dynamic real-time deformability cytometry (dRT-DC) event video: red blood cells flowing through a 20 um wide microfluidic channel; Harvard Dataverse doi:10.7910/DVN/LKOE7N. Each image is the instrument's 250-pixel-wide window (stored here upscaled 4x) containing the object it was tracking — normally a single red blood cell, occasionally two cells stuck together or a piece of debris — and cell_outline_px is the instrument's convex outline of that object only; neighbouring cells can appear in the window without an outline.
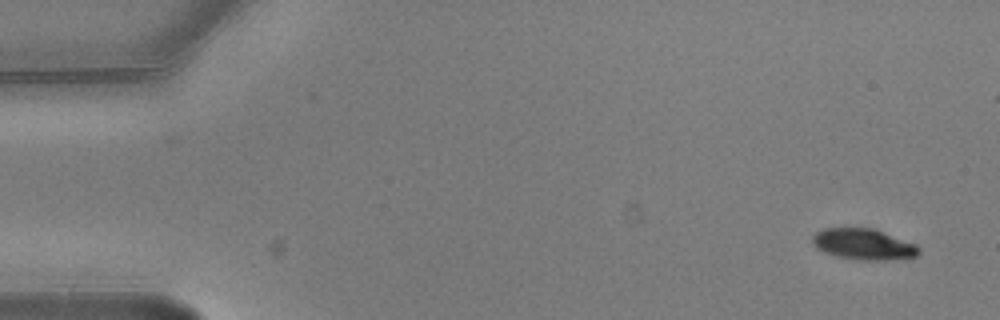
{"species": "common noctule bat (a hibernating species)", "species_latin": "Nyctalus noctula", "temperature_condition": "warm", "stored_images_in_passage": 5, "camera_frame_rate_fps": 3000, "um_per_image_px": 0.085, "animal": {"sex": "male", "body_mass_g": 20.5, "forearm_length_mm": 52.5}, "frame": {"image": 1, "passage_image": 1, "time_ms": 0.0, "image_size_px": [1000, 320], "cell_outline_px": [[920, 252], [916, 256], [880, 260], [860, 260], [840, 256], [824, 252], [816, 248], [812, 244], [812, 236], [816, 232], [824, 228], [876, 228], [916, 244], [920, 248]], "centroid_in_image_um": [73.39, 20.74], "position_along_channel_um": 11.6, "area_um2": 19.19}}
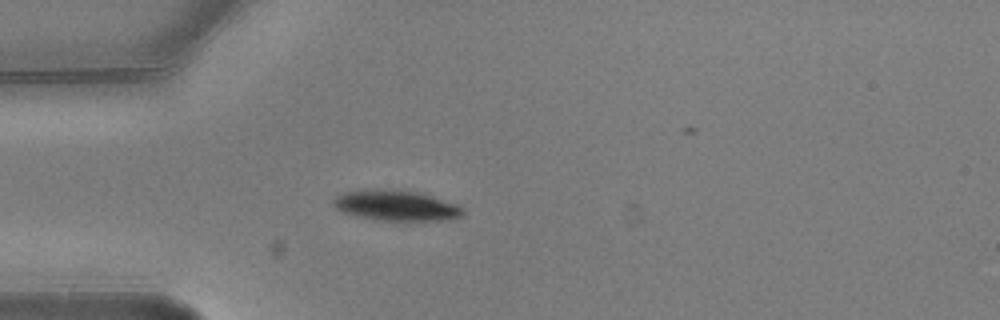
{"frame": {"image": 2, "passage_image": 4, "time_ms": 1.0, "image_size_px": [1000, 320], "cell_outline_px": [[464, 212], [460, 216], [444, 220], [372, 220], [356, 216], [344, 212], [336, 208], [332, 204], [332, 200], [336, 196], [344, 192], [372, 188], [392, 188], [416, 192], [432, 196], [456, 204], [464, 208]], "centroid_in_image_um": [33.61, 17.45], "position_along_channel_um": 51.4, "area_um2": 23.18}}